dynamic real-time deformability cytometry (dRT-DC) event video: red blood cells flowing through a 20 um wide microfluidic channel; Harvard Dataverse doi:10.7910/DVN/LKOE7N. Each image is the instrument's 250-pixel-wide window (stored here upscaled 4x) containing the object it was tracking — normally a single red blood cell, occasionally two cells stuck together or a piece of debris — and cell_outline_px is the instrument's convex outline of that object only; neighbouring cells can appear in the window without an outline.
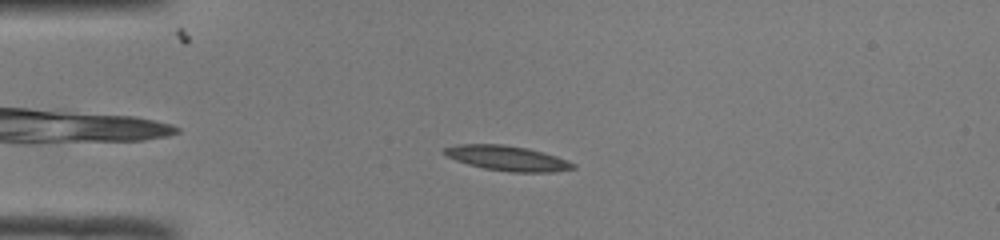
{"species": "common noctule bat (a hibernating species)", "species_latin": "Nyctalus noctula", "temperature_condition": "room temperature", "stored_images_in_passage": 46, "camera_frame_rate_fps": 3000, "um_per_image_px": 0.085, "animal": {"sex": "male", "body_mass_g": 19.0, "forearm_length_mm": 50.8}, "frame": {"image": 1, "passage_image": 8, "time_ms": 2.333, "image_size_px": [1000, 240], "cell_outline_px": [[576, 168], [552, 172], [512, 172], [484, 168], [468, 164], [444, 156], [440, 152], [444, 148], [460, 144], [504, 144], [528, 148], [556, 156], [568, 160], [576, 164]], "centroid_in_image_um": [43.1, 13.44], "position_along_channel_um": 41.9, "area_um2": 18.84}}
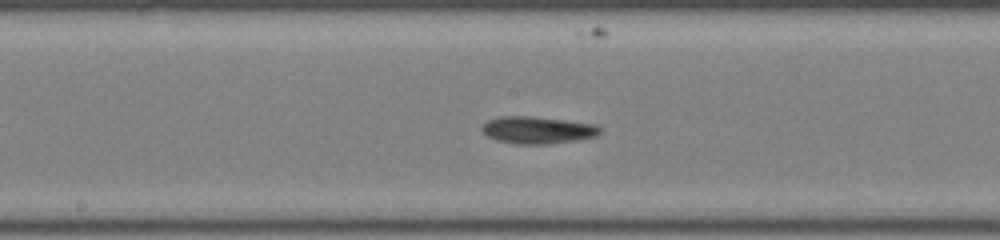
{"frame": {"image": 2, "passage_image": 22, "time_ms": 7.0, "image_size_px": [1000, 240], "cell_outline_px": [[600, 132], [596, 136], [576, 140], [548, 144], [516, 144], [496, 140], [488, 136], [480, 128], [488, 120], [504, 116], [532, 116], [564, 120], [592, 124], [600, 128]], "centroid_in_image_um": [45.66, 11.06], "position_along_channel_um": 202.5, "area_um2": 18.44}}
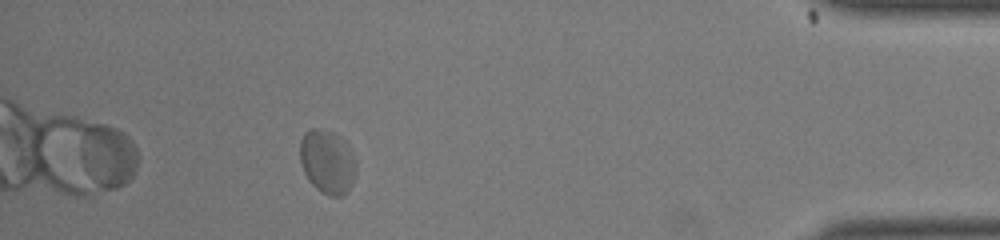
{"frame": {"image": 3, "passage_image": 41, "time_ms": 13.333, "image_size_px": [1000, 240], "cell_outline_px": [[356, 172], [352, 184], [348, 192], [344, 196], [328, 196], [316, 188], [308, 180], [304, 172], [300, 160], [300, 140], [304, 132], [312, 128], [320, 128], [332, 132], [352, 152], [356, 160]], "centroid_in_image_um": [27.82, 13.78], "position_along_channel_um": 407.4, "area_um2": 20.87}, "authors_computed_cell_mechanics": {"area_um2": 18.496, "velocity_mm_per_s": 4.006, "shape_relaxation_time_tau1_ms": null, "shape_relaxation_time_tau2_ms": 2.0214, "deformation_change_tau1": null, "deformation_change_tau2": 0.061}}